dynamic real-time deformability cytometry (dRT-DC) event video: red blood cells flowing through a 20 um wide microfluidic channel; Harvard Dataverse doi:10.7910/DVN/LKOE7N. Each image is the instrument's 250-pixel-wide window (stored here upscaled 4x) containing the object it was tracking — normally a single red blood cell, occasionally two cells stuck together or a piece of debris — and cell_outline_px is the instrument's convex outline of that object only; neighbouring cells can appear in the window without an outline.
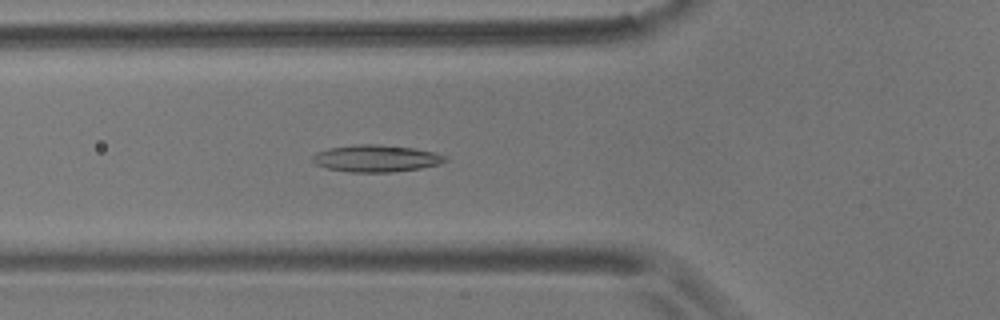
{"species": "common noctule bat (a hibernating species)", "species_latin": "Nyctalus noctula", "temperature_condition": "room temperature", "stored_images_in_passage": 51, "camera_frame_rate_fps": 3000, "um_per_image_px": 0.085, "animal": {"sex": "male", "body_mass_g": 17.9}, "frame": {"image": 1, "passage_image": 14, "time_ms": 4.333, "image_size_px": [1000, 320], "cell_outline_px": [[448, 160], [440, 164], [420, 168], [392, 172], [348, 172], [328, 168], [316, 164], [312, 160], [312, 156], [316, 152], [328, 148], [356, 144], [376, 144], [412, 148], [436, 152], [448, 156]], "centroid_in_image_um": [31.99, 13.46], "position_along_channel_um": 93.8, "area_um2": 20.92}}
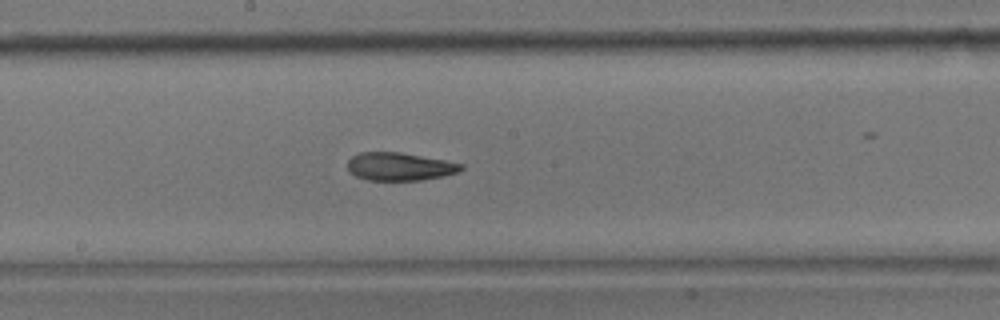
{"frame": {"image": 2, "passage_image": 24, "time_ms": 7.667, "image_size_px": [1000, 320], "cell_outline_px": [[464, 168], [456, 172], [444, 176], [420, 180], [368, 180], [356, 176], [348, 172], [348, 160], [352, 156], [360, 152], [400, 152], [444, 160], [464, 164]], "centroid_in_image_um": [33.95, 14.15], "position_along_channel_um": 214.3, "area_um2": 18.5}}
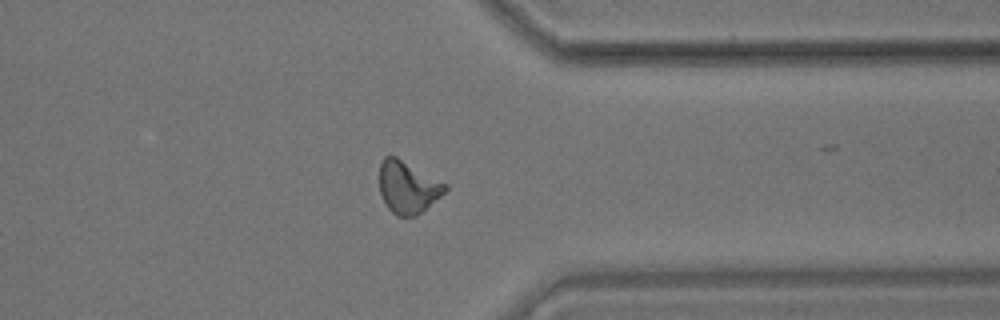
{"frame": {"image": 3, "passage_image": 38, "time_ms": 12.333, "image_size_px": [1000, 320], "cell_outline_px": [[448, 188], [440, 196], [416, 216], [396, 216], [388, 208], [380, 192], [380, 160], [384, 156], [396, 156], [448, 184]], "centroid_in_image_um": [34.65, 15.89], "position_along_channel_um": 376.7, "area_um2": 19.88}, "authors_computed_cell_mechanics": {"area_um2": 19.7676, "velocity_mm_per_s": 3.5987, "shape_relaxation_time_tau1_ms": 10.3231, "shape_relaxation_time_tau2_ms": 3.368, "deformation_change_tau1": 0.2244, "deformation_change_tau2": 0.1099}}